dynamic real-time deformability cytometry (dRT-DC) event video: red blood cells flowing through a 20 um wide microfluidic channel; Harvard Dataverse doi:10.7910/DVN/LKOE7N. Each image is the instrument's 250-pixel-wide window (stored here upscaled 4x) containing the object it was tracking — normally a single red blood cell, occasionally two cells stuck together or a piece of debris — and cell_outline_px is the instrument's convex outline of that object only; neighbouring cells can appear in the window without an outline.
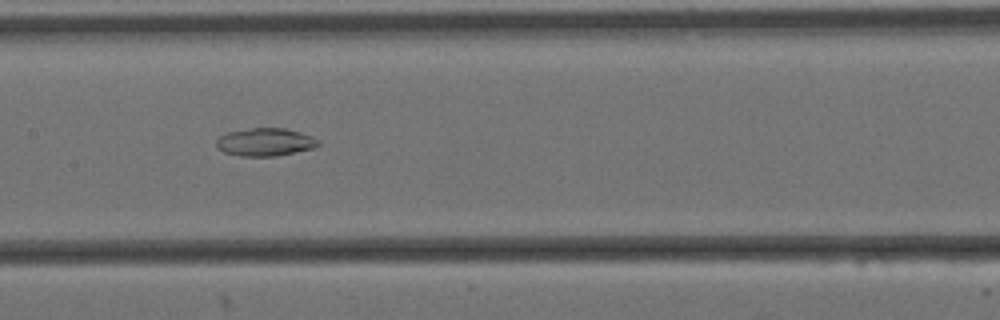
{"species": "Egyptian fruit bat (a non-hibernating species)", "species_latin": "Rousettus aegyptiacus", "temperature_condition": "cold", "stored_images_in_passage": 13, "camera_frame_rate_fps": 3000, "um_per_image_px": 0.085, "animal": {"sex": "female"}, "frame": {"image": 1, "passage_image": 8, "time_ms": 2.333, "image_size_px": [1000, 320], "cell_outline_px": [[320, 144], [316, 148], [276, 156], [240, 156], [224, 152], [216, 148], [216, 140], [220, 136], [228, 132], [252, 128], [284, 128], [300, 132], [312, 136], [320, 140]], "centroid_in_image_um": [22.57, 12.08], "position_along_channel_um": 184.8, "area_um2": 16.7}}